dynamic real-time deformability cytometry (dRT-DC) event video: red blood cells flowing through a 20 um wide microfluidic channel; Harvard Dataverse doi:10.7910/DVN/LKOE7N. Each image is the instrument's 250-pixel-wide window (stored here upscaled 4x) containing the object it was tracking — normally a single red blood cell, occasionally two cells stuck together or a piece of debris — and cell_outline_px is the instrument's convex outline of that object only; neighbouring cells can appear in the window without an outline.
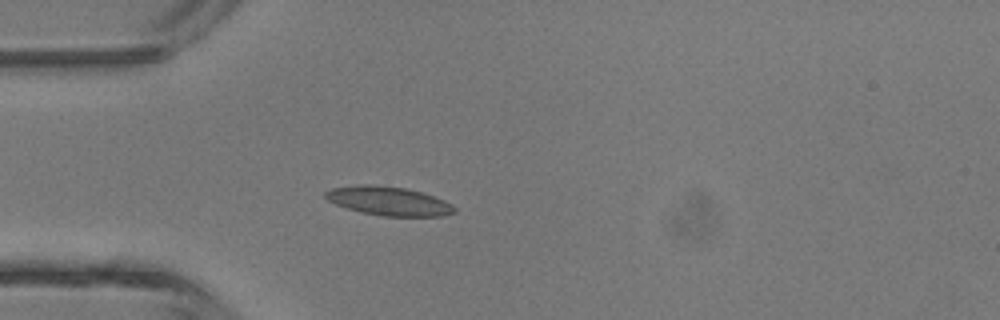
{"species": "common noctule bat (a hibernating species)", "species_latin": "Nyctalus noctula", "temperature_condition": "room temperature", "stored_images_in_passage": 2, "camera_frame_rate_fps": 3000, "um_per_image_px": 0.085, "animal": {"sex": "male", "body_mass_g": 13.3}, "frame": {"image": 1, "passage_image": 2, "time_ms": 1.0, "image_size_px": [1000, 320], "cell_outline_px": [[456, 212], [444, 216], [380, 216], [360, 212], [336, 204], [328, 200], [324, 196], [324, 192], [332, 188], [360, 184], [372, 184], [404, 188], [420, 192], [444, 200], [452, 204], [456, 208]], "centroid_in_image_um": [33.03, 17.09], "position_along_channel_um": 52.0, "area_um2": 21.68}}